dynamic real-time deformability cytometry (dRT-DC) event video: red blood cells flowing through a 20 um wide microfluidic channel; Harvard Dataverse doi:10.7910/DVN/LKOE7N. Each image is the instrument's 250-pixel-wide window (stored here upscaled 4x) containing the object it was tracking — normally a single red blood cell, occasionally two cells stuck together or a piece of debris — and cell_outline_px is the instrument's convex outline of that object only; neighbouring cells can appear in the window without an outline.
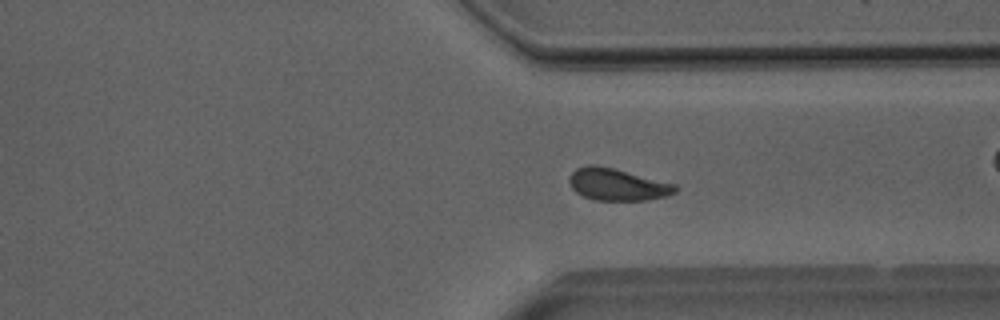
{"species": "Egyptian fruit bat (a non-hibernating species)", "species_latin": "Rousettus aegyptiacus", "temperature_condition": "room temperature", "stored_images_in_passage": 34, "camera_frame_rate_fps": 3000, "um_per_image_px": 0.085, "animal": {"sex": "male"}, "frame": {"image": 1, "passage_image": 20, "time_ms": 6.333, "image_size_px": [1000, 320], "cell_outline_px": [[680, 188], [676, 192], [668, 196], [648, 200], [592, 200], [576, 192], [572, 188], [568, 180], [572, 172], [576, 168], [588, 164], [596, 164], [676, 184]], "centroid_in_image_um": [52.49, 15.69], "position_along_channel_um": 358.9, "area_um2": 19.88}}
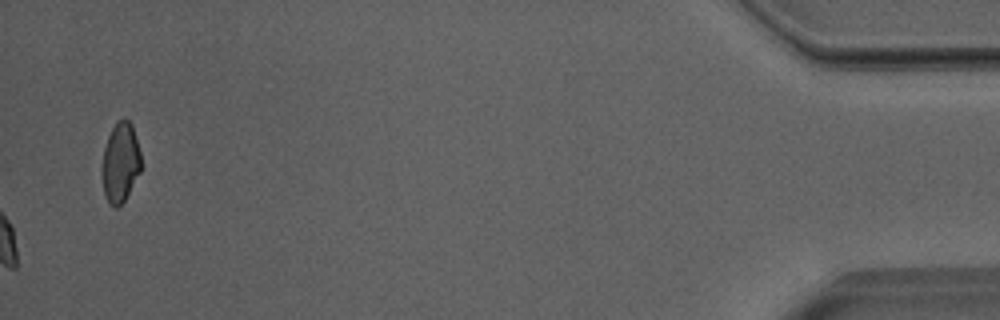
{"frame": {"image": 2, "passage_image": 34, "time_ms": 11.0, "image_size_px": [1000, 320], "cell_outline_px": [[140, 172], [124, 200], [116, 208], [108, 204], [104, 196], [100, 172], [100, 168], [104, 148], [108, 136], [112, 128], [124, 116], [132, 124], [140, 152]], "centroid_in_image_um": [10.19, 13.83], "position_along_channel_um": 425.0, "area_um2": 18.32}, "authors_computed_cell_mechanics": {"area_um2": 19.3919, "velocity_mm_per_s": 3.9706, "shape_relaxation_time_tau1_ms": 5.5335, "shape_relaxation_time_tau2_ms": 0.7238, "deformation_change_tau1": 0.0644, "deformation_change_tau2": 0.071}}